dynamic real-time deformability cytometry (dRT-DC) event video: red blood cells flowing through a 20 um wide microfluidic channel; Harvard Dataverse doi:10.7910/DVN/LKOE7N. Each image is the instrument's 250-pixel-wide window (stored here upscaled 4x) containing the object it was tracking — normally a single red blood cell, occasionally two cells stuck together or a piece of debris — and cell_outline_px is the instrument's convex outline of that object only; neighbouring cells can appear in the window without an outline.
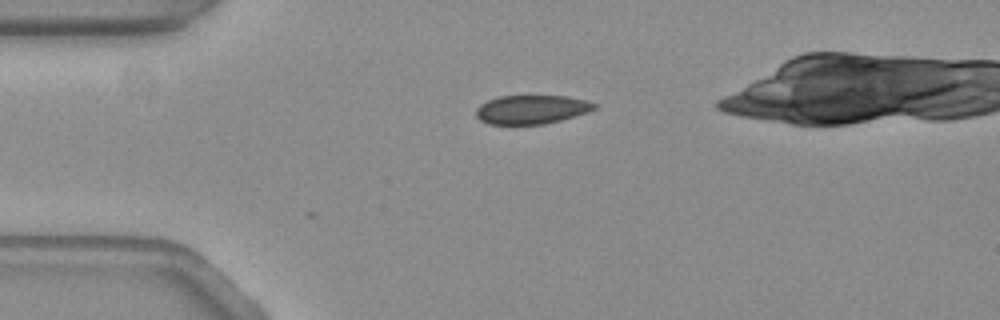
{"species": "common noctule bat (a hibernating species)", "species_latin": "Nyctalus noctula", "temperature_condition": "warm", "stored_images_in_passage": 3, "camera_frame_rate_fps": 3000, "um_per_image_px": 0.085, "animal": {"sex": "female", "body_mass_g": 19.3, "forearm_length_mm": 54.1}, "frame": {"image": 1, "passage_image": 1, "time_ms": 0.0, "image_size_px": [1000, 320], "cell_outline_px": [[596, 108], [588, 112], [560, 120], [544, 124], [488, 124], [480, 120], [476, 116], [476, 108], [480, 104], [488, 100], [500, 96], [568, 96], [584, 100], [596, 104]], "centroid_in_image_um": [45.15, 9.31], "position_along_channel_um": 39.8, "area_um2": 19.77}}